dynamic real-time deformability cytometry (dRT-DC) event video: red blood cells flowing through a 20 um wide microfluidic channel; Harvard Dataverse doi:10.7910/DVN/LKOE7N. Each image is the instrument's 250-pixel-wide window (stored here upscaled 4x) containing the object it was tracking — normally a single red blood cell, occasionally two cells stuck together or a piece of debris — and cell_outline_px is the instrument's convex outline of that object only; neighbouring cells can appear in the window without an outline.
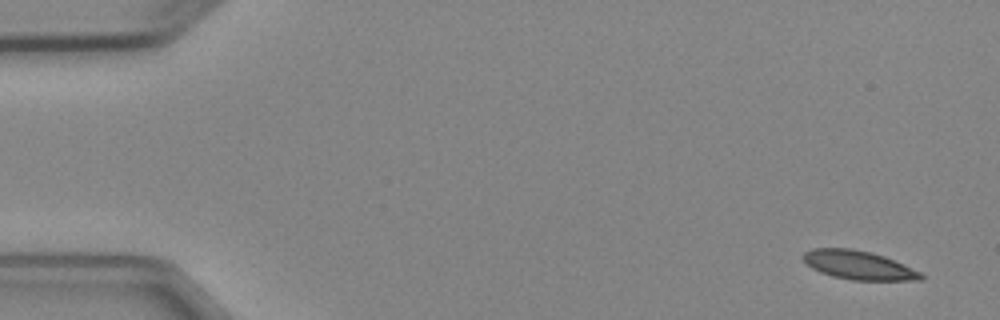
{"species": "Egyptian fruit bat (a non-hibernating species)", "species_latin": "Rousettus aegyptiacus", "temperature_condition": "cold", "stored_images_in_passage": 5, "segment_of_instrument_passage": [2, 2], "camera_frame_rate_fps": 3000, "um_per_image_px": 0.085, "animal": {"sex": "female"}, "frame": {"image": 1, "passage_image": 5, "time_ms": 5.667, "image_size_px": [1000, 320], "cell_outline_px": [[924, 280], [852, 280], [832, 276], [820, 272], [812, 268], [800, 256], [804, 252], [812, 248], [852, 248], [872, 252], [884, 256], [904, 264], [920, 272], [924, 276]], "centroid_in_image_um": [72.96, 22.53], "position_along_channel_um": 12.0, "area_um2": 19.83}}